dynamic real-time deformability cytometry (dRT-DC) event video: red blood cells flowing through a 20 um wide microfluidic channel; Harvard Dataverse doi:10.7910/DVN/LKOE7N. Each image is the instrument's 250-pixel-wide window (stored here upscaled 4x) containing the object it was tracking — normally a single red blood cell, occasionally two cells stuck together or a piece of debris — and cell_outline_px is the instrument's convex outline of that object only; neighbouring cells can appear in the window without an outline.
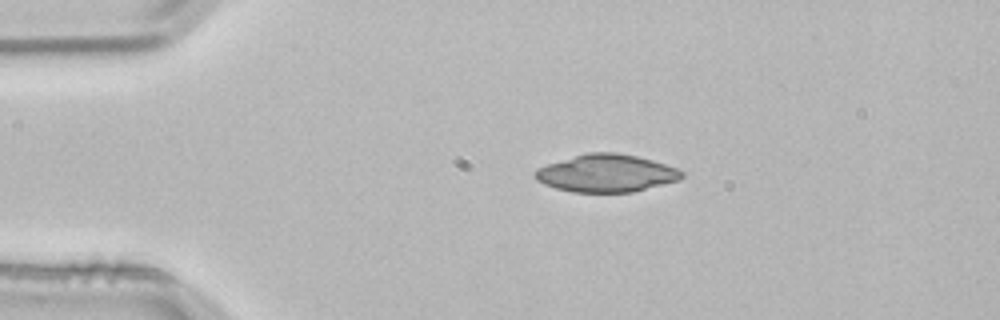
{"species": "common noctule bat (a hibernating species)", "species_latin": "Nyctalus noctula", "temperature_condition": "room temperature", "stored_images_in_passage": 2, "camera_frame_rate_fps": 3000, "um_per_image_px": 0.085, "animal": {"sex": "male", "body_mass_g": 21.5, "forearm_length_mm": 52.0}, "frame": {"image": 1, "passage_image": 1, "time_ms": 0.0, "image_size_px": [1000, 320], "cell_outline_px": [[684, 176], [680, 180], [632, 192], [572, 192], [556, 188], [544, 184], [536, 180], [532, 176], [532, 172], [536, 168], [548, 164], [588, 152], [616, 152], [636, 156], [652, 160], [676, 168], [684, 172]], "centroid_in_image_um": [51.52, 14.73], "position_along_channel_um": 33.5, "area_um2": 32.14}}